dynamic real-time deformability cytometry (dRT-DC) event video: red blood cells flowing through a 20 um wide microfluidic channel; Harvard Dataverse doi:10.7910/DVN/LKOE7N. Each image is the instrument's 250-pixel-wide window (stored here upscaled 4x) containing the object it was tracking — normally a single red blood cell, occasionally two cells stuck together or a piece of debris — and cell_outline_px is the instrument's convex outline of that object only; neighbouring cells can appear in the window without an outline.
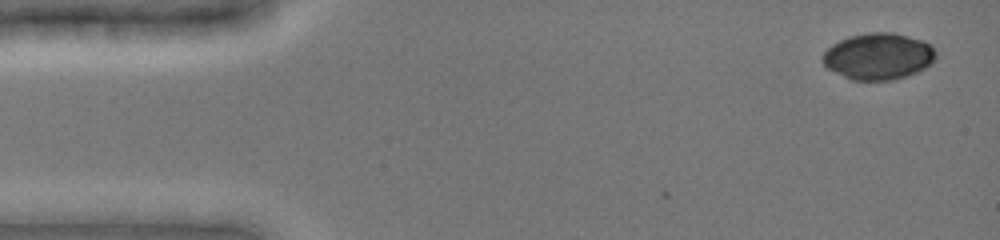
{"species": "common noctule bat (a hibernating species)", "species_latin": "Nyctalus noctula", "temperature_condition": "cold", "stored_images_in_passage": 2, "camera_frame_rate_fps": 3000, "um_per_image_px": 0.085, "animal": {"sex": "female", "body_mass_g": 19.0, "forearm_length_mm": 51.5}, "frame": {"image": 1, "passage_image": 2, "time_ms": 0.333, "image_size_px": [1000, 240], "cell_outline_px": [[936, 60], [924, 68], [916, 72], [892, 80], [852, 80], [828, 68], [820, 60], [820, 56], [832, 44], [848, 36], [868, 32], [892, 32], [924, 40], [932, 44], [936, 52]], "centroid_in_image_um": [74.67, 4.77], "position_along_channel_um": 10.3, "area_um2": 30.87}}